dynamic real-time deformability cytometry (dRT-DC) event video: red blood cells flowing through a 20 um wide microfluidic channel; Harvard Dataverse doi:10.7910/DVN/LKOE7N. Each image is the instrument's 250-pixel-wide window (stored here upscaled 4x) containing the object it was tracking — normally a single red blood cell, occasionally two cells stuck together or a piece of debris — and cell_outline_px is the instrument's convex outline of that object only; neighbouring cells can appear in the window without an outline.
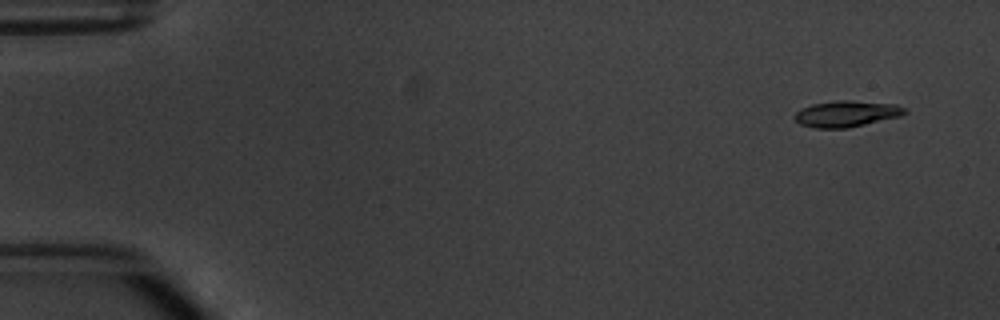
{"species": "common noctule bat (a hibernating species)", "species_latin": "Nyctalus noctula", "temperature_condition": "warm", "stored_images_in_passage": 7, "camera_frame_rate_fps": 3000, "um_per_image_px": 0.085, "animal": {"sex": "male", "body_mass_g": 20.1, "forearm_length_mm": 53.5}, "frame": {"image": 1, "passage_image": 1, "time_ms": 0.0, "image_size_px": [1000, 320], "cell_outline_px": [[908, 112], [900, 116], [848, 128], [816, 128], [800, 124], [796, 120], [796, 112], [800, 108], [812, 104], [836, 100], [852, 100], [896, 104], [904, 108]], "centroid_in_image_um": [71.96, 9.66], "position_along_channel_um": 13.0, "area_um2": 16.76}}
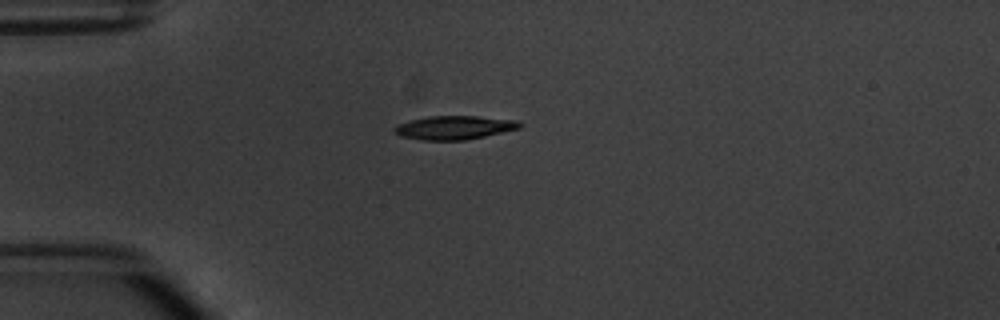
{"frame": {"image": 2, "passage_image": 4, "time_ms": 3.667, "image_size_px": [1000, 320], "cell_outline_px": [[524, 124], [520, 128], [484, 136], [464, 140], [424, 140], [400, 136], [392, 132], [392, 128], [396, 124], [408, 120], [428, 116], [476, 116], [516, 120]], "centroid_in_image_um": [38.55, 10.84], "position_along_channel_um": 46.4, "area_um2": 17.4}}
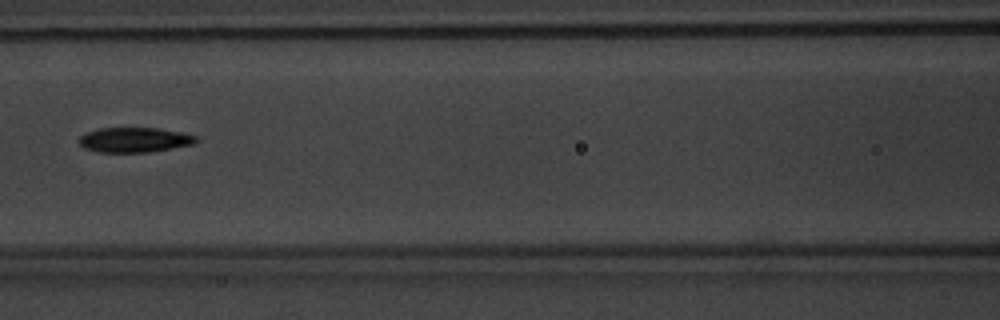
{"frame": {"image": 3, "passage_image": 7, "time_ms": 7.0, "image_size_px": [1000, 320], "cell_outline_px": [[200, 140], [196, 144], [148, 152], [96, 152], [84, 148], [76, 140], [84, 132], [100, 128], [156, 128], [180, 132], [196, 136]], "centroid_in_image_um": [11.4, 11.89], "position_along_channel_um": 155.2, "area_um2": 17.17}}